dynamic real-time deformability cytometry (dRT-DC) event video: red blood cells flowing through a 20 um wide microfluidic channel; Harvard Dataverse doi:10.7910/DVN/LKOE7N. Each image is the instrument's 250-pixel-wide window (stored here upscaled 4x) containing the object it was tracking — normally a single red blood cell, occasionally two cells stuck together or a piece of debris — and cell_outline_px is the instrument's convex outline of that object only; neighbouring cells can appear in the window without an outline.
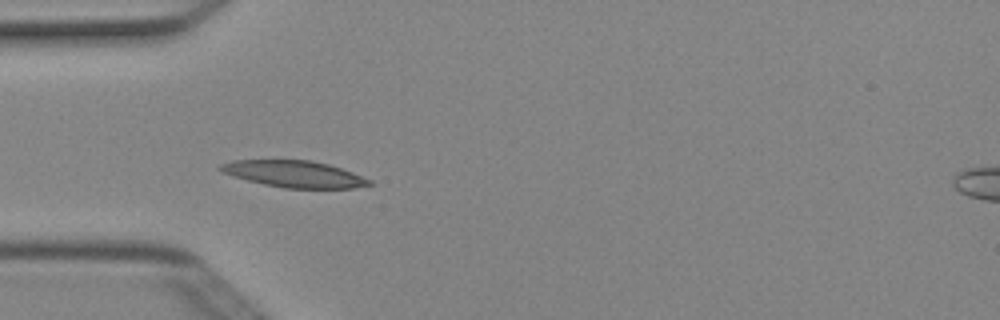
{"species": "Egyptian fruit bat (a non-hibernating species)", "species_latin": "Rousettus aegyptiacus", "temperature_condition": "cold", "stored_images_in_passage": 4, "camera_frame_rate_fps": 3000, "um_per_image_px": 0.085, "animal": {"sex": "female"}, "frame": {"image": 1, "passage_image": 3, "time_ms": 0.667, "image_size_px": [1000, 320], "cell_outline_px": [[372, 184], [352, 188], [284, 188], [264, 184], [232, 176], [216, 168], [220, 164], [232, 160], [312, 160], [328, 164], [352, 172], [372, 180]], "centroid_in_image_um": [24.99, 14.78], "position_along_channel_um": 60.0, "area_um2": 23.0}}
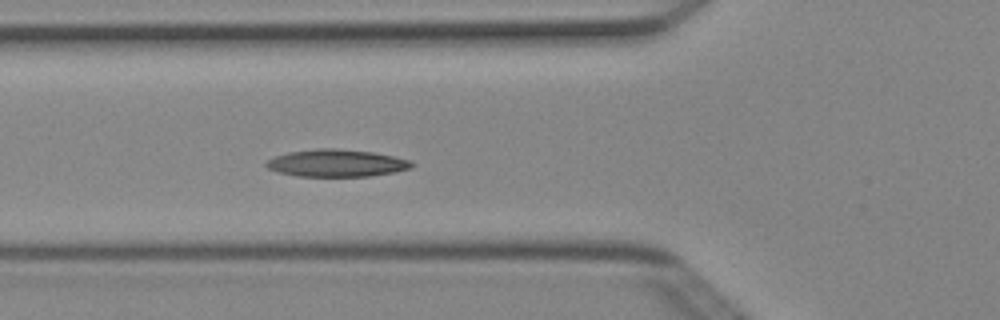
{"frame": {"image": 2, "passage_image": 4, "time_ms": 1.0, "image_size_px": [1000, 320], "cell_outline_px": [[416, 164], [412, 168], [392, 172], [368, 176], [296, 176], [280, 172], [268, 168], [264, 164], [268, 160], [276, 156], [288, 152], [316, 148], [336, 148], [372, 152], [412, 160]], "centroid_in_image_um": [28.63, 13.85], "position_along_channel_um": 97.2, "area_um2": 23.06}}